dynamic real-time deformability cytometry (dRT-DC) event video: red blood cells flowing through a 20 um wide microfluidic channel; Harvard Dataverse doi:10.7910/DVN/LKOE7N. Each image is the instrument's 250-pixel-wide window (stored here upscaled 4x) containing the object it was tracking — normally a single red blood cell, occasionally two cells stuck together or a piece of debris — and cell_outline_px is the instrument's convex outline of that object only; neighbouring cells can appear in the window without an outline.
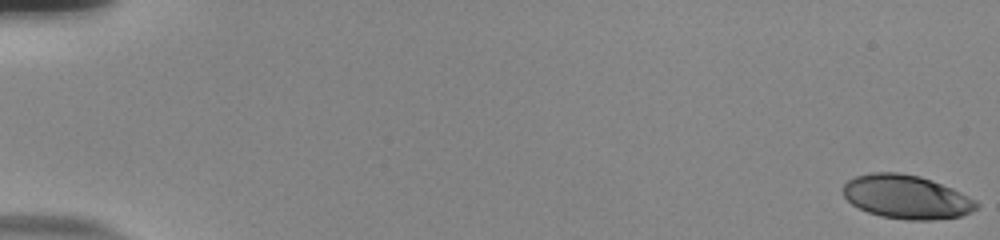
{"species": "human", "species_latin": "Homo sapiens", "temperature_condition": "room temperature", "stored_images_in_passage": 56, "camera_frame_rate_fps": 3000, "um_per_image_px": 0.085, "donor": {"sex": "male"}, "frame": {"image": 1, "passage_image": 1, "time_ms": 0.0, "image_size_px": [1000, 240], "cell_outline_px": [[980, 204], [972, 212], [960, 216], [932, 220], [908, 220], [880, 216], [868, 212], [852, 204], [844, 196], [844, 184], [848, 180], [856, 176], [872, 172], [900, 172], [920, 176], [932, 180], [952, 188], [976, 200]], "centroid_in_image_um": [77.07, 16.73], "position_along_channel_um": 7.9, "area_um2": 33.99}}
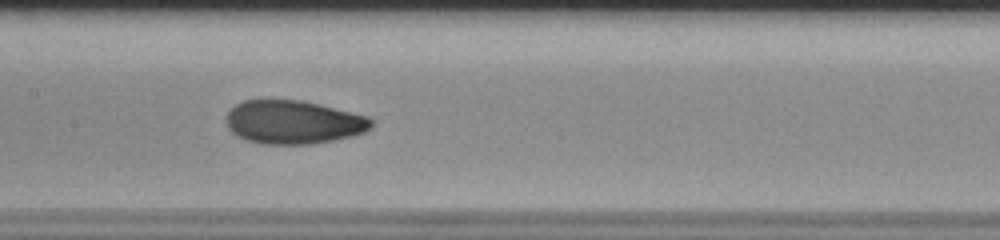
{"frame": {"image": 2, "passage_image": 30, "time_ms": 9.667, "image_size_px": [1000, 240], "cell_outline_px": [[372, 128], [364, 132], [352, 136], [312, 144], [264, 144], [244, 140], [236, 136], [228, 128], [224, 120], [228, 112], [236, 104], [244, 100], [300, 100], [320, 104], [368, 116], [372, 120]], "centroid_in_image_um": [24.91, 10.39], "position_along_channel_um": 182.5, "area_um2": 36.99}}
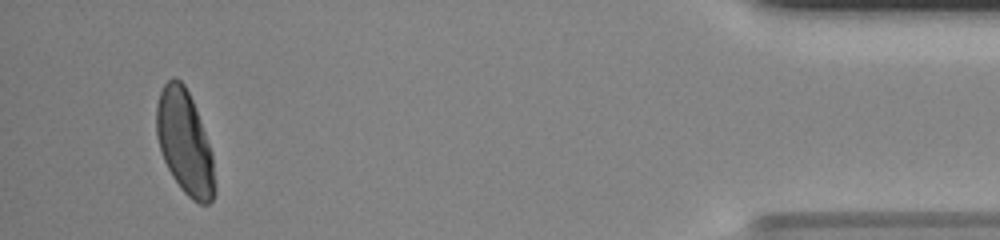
{"frame": {"image": 3, "passage_image": 54, "time_ms": 17.667, "image_size_px": [1000, 240], "cell_outline_px": [[216, 192], [212, 200], [208, 204], [200, 204], [192, 200], [180, 188], [172, 176], [164, 160], [156, 136], [156, 104], [160, 92], [164, 84], [168, 80], [176, 76], [184, 84], [192, 100], [200, 120], [212, 156], [216, 188]], "centroid_in_image_um": [15.69, 12.12], "position_along_channel_um": 419.5, "area_um2": 35.08}, "authors_computed_cell_mechanics": {"area_um2": 35.5181, "velocity_mm_per_s": 3.7501, "shape_relaxation_time_tau1_ms": 9.1883, "shape_relaxation_time_tau2_ms": 1.0793, "deformation_change_tau1": 0.2524, "deformation_change_tau2": 0.0547}}